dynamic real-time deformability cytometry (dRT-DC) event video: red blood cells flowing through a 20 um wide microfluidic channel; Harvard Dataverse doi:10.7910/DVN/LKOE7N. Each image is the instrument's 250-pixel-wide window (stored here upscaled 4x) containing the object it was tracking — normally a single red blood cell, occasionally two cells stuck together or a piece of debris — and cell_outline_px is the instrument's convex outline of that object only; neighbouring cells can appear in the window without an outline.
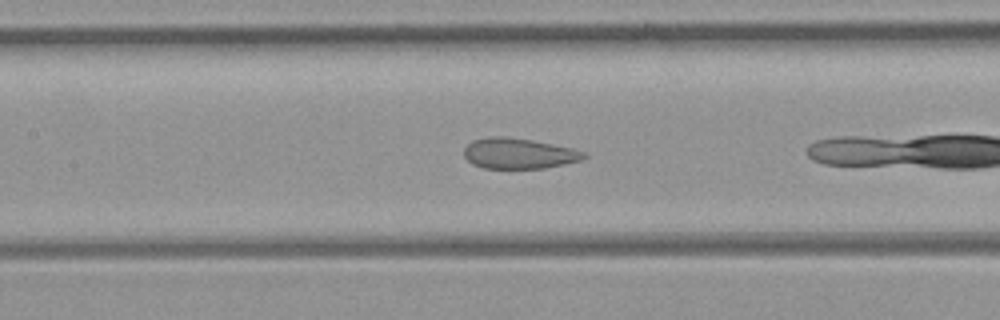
{"species": "common noctule bat (a hibernating species)", "species_latin": "Nyctalus noctula", "temperature_condition": "room temperature", "stored_images_in_passage": 12, "camera_frame_rate_fps": 3000, "um_per_image_px": 0.085, "animal": {"sex": "female", "body_mass_g": 21.9}, "frame": {"image": 1, "passage_image": 7, "time_ms": 2.0, "image_size_px": [1000, 320], "cell_outline_px": [[588, 156], [580, 160], [564, 164], [544, 168], [484, 168], [472, 164], [464, 156], [464, 148], [472, 140], [496, 136], [500, 136], [532, 140], [572, 148], [584, 152]], "centroid_in_image_um": [44.08, 13.05], "position_along_channel_um": 163.3, "area_um2": 21.15}}
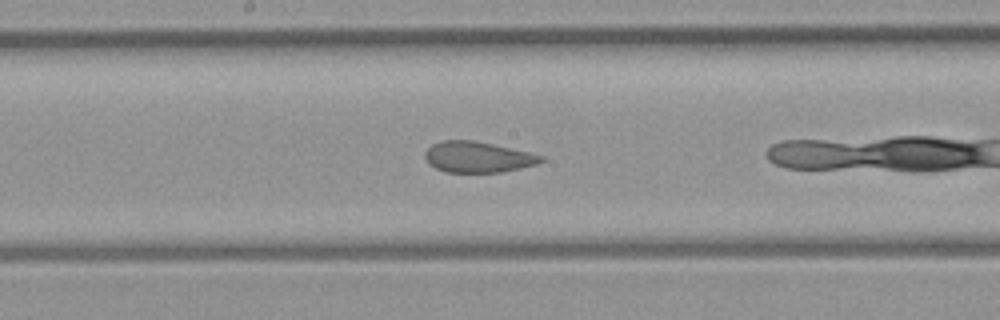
{"frame": {"image": 2, "passage_image": 10, "time_ms": 3.0, "image_size_px": [1000, 320], "cell_outline_px": [[544, 160], [536, 164], [520, 168], [500, 172], [444, 172], [428, 164], [424, 156], [424, 152], [432, 144], [440, 140], [472, 140], [492, 144], [528, 152], [544, 156]], "centroid_in_image_um": [40.56, 13.35], "position_along_channel_um": 207.6, "area_um2": 20.81}}